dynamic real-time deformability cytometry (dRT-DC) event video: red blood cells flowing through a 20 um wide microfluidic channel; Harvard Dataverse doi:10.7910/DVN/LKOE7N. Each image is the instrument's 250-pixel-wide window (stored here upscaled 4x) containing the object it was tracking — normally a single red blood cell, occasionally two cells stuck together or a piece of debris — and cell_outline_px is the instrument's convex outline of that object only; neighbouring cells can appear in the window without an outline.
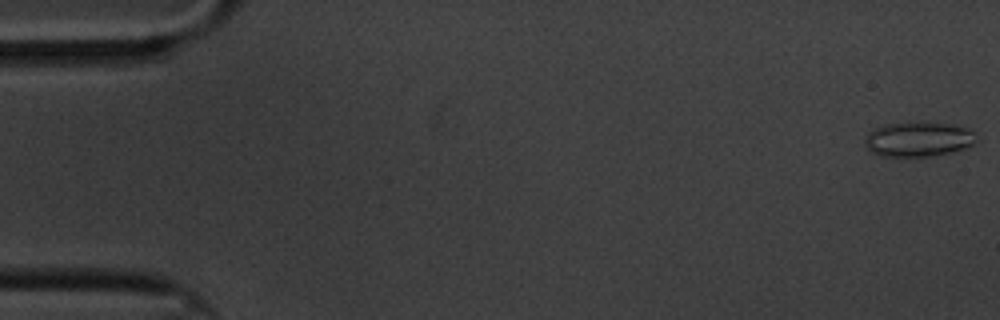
{"species": "common noctule bat (a hibernating species)", "species_latin": "Nyctalus noctula", "temperature_condition": "cold", "stored_images_in_passage": 60, "camera_frame_rate_fps": 3000, "um_per_image_px": 0.085, "animal": {"sex": "male", "body_mass_g": 20.1, "forearm_length_mm": 53.5}, "frame": {"image": 1, "passage_image": 1, "time_ms": 0.0, "image_size_px": [1000, 320], "cell_outline_px": [[976, 140], [972, 144], [964, 148], [932, 156], [880, 156], [872, 152], [864, 144], [864, 140], [868, 132], [872, 128], [884, 124], [920, 120], [936, 120], [956, 124], [968, 128], [972, 132]], "centroid_in_image_um": [78.03, 11.77], "position_along_channel_um": 7.0, "area_um2": 23.29}}
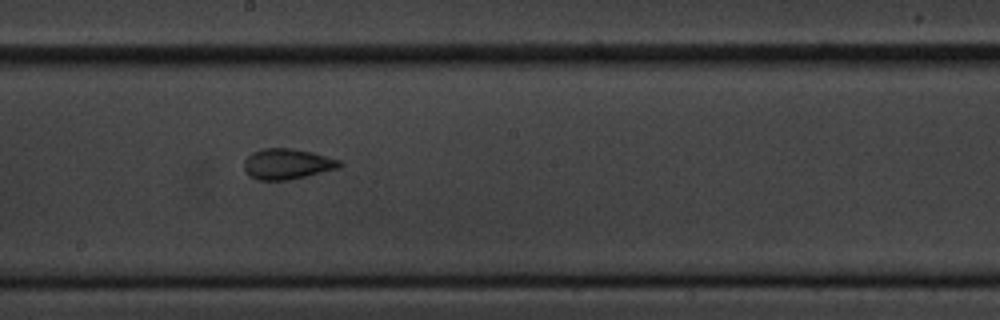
{"frame": {"image": 2, "passage_image": 33, "time_ms": 10.667, "image_size_px": [1000, 320], "cell_outline_px": [[344, 164], [336, 168], [288, 180], [256, 180], [248, 176], [244, 172], [244, 160], [252, 152], [264, 148], [292, 148], [312, 152], [340, 160]], "centroid_in_image_um": [24.35, 13.93], "position_along_channel_um": 223.9, "area_um2": 16.99}}
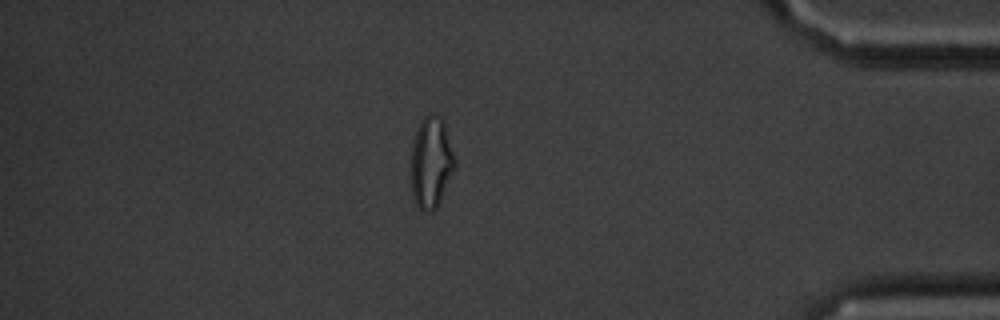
{"frame": {"image": 3, "passage_image": 52, "time_ms": 17.0, "image_size_px": [1000, 320], "cell_outline_px": [[456, 168], [436, 208], [432, 212], [424, 212], [416, 204], [412, 196], [412, 144], [420, 120], [424, 116], [432, 112], [440, 116], [444, 120], [456, 160]], "centroid_in_image_um": [36.67, 13.78], "position_along_channel_um": 398.5, "area_um2": 23.52}, "authors_computed_cell_mechanics": {"area_um2": 18.9006, "velocity_mm_per_s": 3.3239, "shape_relaxation_time_tau1_ms": null, "shape_relaxation_time_tau2_ms": 1.1693, "deformation_change_tau1": null, "deformation_change_tau2": 0.0654}}